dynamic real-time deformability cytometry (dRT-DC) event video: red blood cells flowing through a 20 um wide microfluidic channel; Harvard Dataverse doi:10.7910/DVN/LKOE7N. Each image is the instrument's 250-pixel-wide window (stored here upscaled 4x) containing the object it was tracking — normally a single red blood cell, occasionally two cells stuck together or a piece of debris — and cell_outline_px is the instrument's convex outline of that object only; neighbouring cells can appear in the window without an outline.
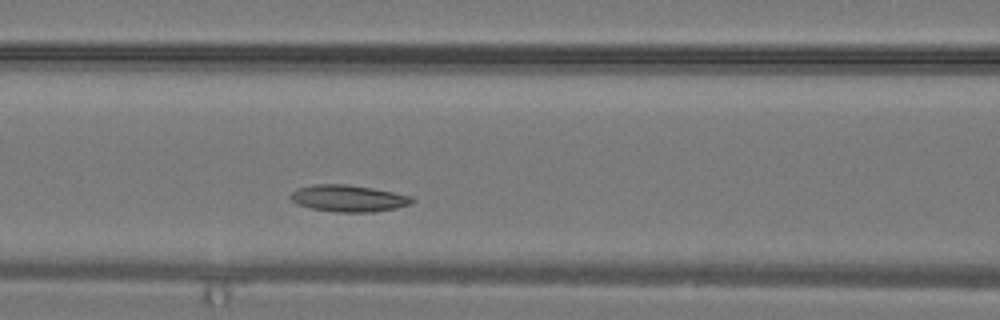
{"species": "common noctule bat (a hibernating species)", "species_latin": "Nyctalus noctula", "temperature_condition": "warm", "stored_images_in_passage": 19, "camera_frame_rate_fps": 3000, "um_per_image_px": 0.085, "animal": {"sex": "male", "body_mass_g": 19.2, "forearm_length_mm": 51.8}, "frame": {"image": 1, "passage_image": 6, "time_ms": 1.667, "image_size_px": [1000, 320], "cell_outline_px": [[416, 200], [408, 204], [396, 208], [372, 212], [336, 212], [308, 208], [296, 204], [288, 196], [296, 188], [316, 184], [348, 184], [372, 188], [412, 196]], "centroid_in_image_um": [29.57, 16.86], "position_along_channel_um": 137.0, "area_um2": 19.02}}
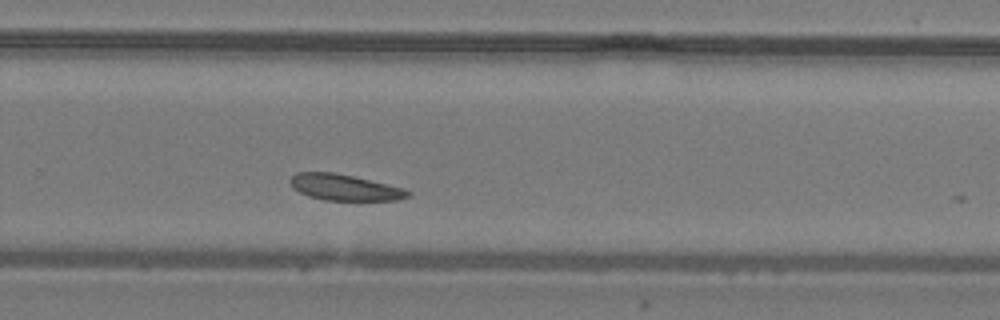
{"frame": {"image": 2, "passage_image": 14, "time_ms": 4.333, "image_size_px": [1000, 320], "cell_outline_px": [[412, 192], [408, 196], [396, 200], [324, 200], [308, 196], [292, 188], [288, 180], [296, 172], [332, 172], [352, 176], [400, 188]], "centroid_in_image_um": [29.19, 15.93], "position_along_channel_um": 300.6, "area_um2": 17.57}}